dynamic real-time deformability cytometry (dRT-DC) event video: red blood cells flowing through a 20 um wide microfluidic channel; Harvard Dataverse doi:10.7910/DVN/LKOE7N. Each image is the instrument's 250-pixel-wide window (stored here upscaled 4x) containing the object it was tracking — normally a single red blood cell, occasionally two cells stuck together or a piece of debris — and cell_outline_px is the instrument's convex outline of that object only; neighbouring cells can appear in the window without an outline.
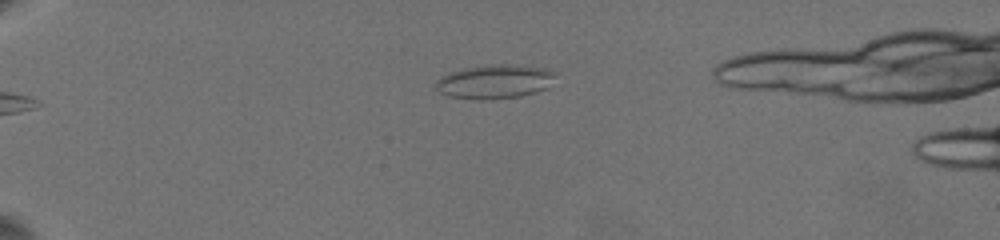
{"species": "common noctule bat (a hibernating species)", "species_latin": "Nyctalus noctula", "temperature_condition": "warm", "stored_images_in_passage": 11, "camera_frame_rate_fps": 3000, "um_per_image_px": 0.085, "animal": {"sex": "female", "body_mass_g": 19.5, "forearm_length_mm": 54.1}, "frame": {"image": 1, "passage_image": 1, "time_ms": 0.0, "image_size_px": [1000, 240], "cell_outline_px": [[556, 72], [548, 88], [536, 92], [520, 96], [484, 100], [448, 96], [440, 92], [436, 88], [436, 80], [452, 72], [464, 68], [492, 64], [508, 64], [544, 68]], "centroid_in_image_um": [42.07, 6.94], "position_along_channel_um": 42.9, "area_um2": 23.47}}